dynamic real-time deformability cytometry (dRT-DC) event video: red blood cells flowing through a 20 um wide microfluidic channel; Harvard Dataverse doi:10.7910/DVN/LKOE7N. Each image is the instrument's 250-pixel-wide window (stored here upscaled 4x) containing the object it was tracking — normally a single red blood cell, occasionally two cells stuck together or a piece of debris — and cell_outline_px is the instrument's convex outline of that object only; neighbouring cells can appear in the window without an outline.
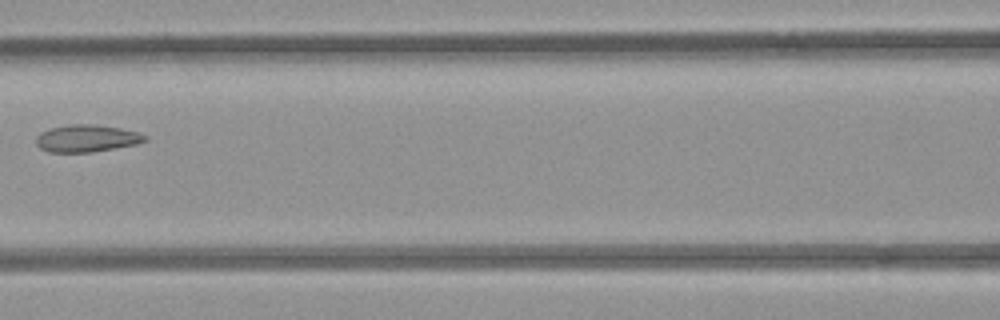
{"species": "common noctule bat (a hibernating species)", "species_latin": "Nyctalus noctula", "temperature_condition": "room temperature", "stored_images_in_passage": 9, "camera_frame_rate_fps": 3000, "um_per_image_px": 0.085, "animal": {"sex": "female", "body_mass_g": 21.9}, "frame": {"image": 1, "passage_image": 9, "time_ms": 9.333, "image_size_px": [1000, 320], "cell_outline_px": [[148, 140], [136, 144], [92, 152], [48, 152], [40, 148], [36, 144], [36, 136], [40, 132], [48, 128], [68, 124], [92, 124], [120, 128], [136, 132], [148, 136]], "centroid_in_image_um": [7.33, 11.75], "position_along_channel_um": 159.3, "area_um2": 17.34}}